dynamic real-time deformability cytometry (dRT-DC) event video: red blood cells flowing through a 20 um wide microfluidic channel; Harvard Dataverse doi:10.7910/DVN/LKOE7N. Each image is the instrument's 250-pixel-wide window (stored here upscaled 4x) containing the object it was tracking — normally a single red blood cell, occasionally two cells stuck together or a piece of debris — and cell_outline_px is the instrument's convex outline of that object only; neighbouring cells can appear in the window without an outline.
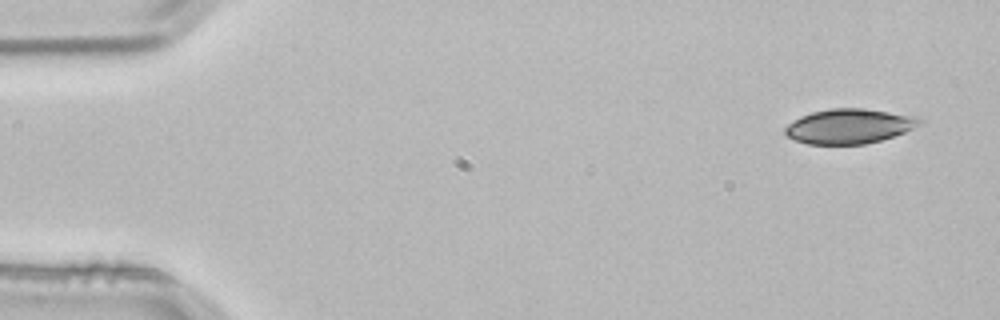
{"species": "common noctule bat (a hibernating species)", "species_latin": "Nyctalus noctula", "temperature_condition": "room temperature", "stored_images_in_passage": 3, "camera_frame_rate_fps": 3000, "um_per_image_px": 0.085, "animal": {"sex": "male", "body_mass_g": 21.5, "forearm_length_mm": 52.0}, "frame": {"image": 1, "passage_image": 1, "time_ms": 0.0, "image_size_px": [1000, 320], "cell_outline_px": [[924, 124], [904, 132], [880, 140], [864, 144], [808, 144], [796, 140], [788, 136], [784, 132], [784, 128], [788, 124], [800, 116], [812, 112], [828, 108], [860, 108], [916, 116], [924, 120]], "centroid_in_image_um": [72.19, 10.72], "position_along_channel_um": 12.8, "area_um2": 27.17}}
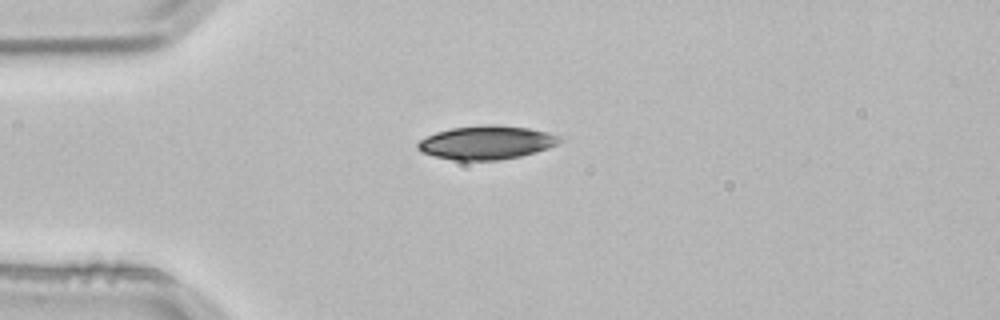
{"frame": {"image": 2, "passage_image": 3, "time_ms": 0.667, "image_size_px": [1000, 320], "cell_outline_px": [[564, 140], [548, 148], [536, 152], [520, 156], [496, 160], [456, 160], [436, 156], [424, 152], [416, 148], [416, 144], [420, 140], [436, 132], [452, 128], [484, 124], [496, 124], [528, 128], [548, 132], [564, 136]], "centroid_in_image_um": [41.41, 12.1], "position_along_channel_um": 43.6, "area_um2": 27.8}}